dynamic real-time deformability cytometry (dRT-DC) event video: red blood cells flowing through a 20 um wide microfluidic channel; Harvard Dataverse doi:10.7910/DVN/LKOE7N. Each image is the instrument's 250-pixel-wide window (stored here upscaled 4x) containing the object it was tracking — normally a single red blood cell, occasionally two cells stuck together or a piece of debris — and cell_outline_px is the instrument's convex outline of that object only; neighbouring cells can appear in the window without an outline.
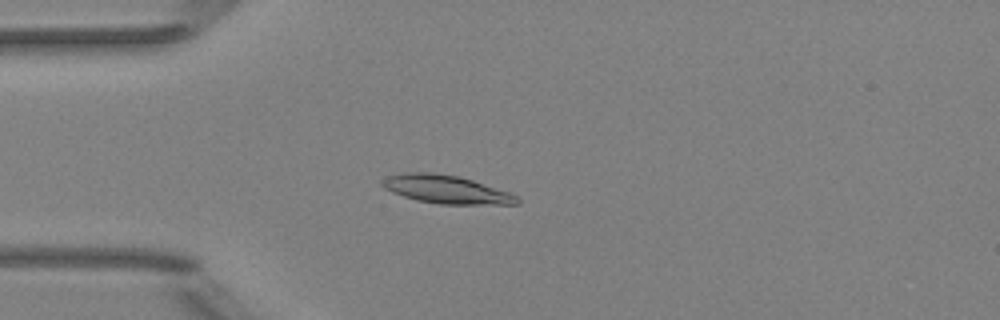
{"species": "Egyptian fruit bat (a non-hibernating species)", "species_latin": "Rousettus aegyptiacus", "temperature_condition": "room temperature", "stored_images_in_passage": 4, "camera_frame_rate_fps": 3000, "um_per_image_px": 0.085, "animal": {"sex": "female"}, "frame": {"image": 1, "passage_image": 4, "time_ms": 3.333, "image_size_px": [1000, 320], "cell_outline_px": [[520, 204], [440, 204], [416, 200], [392, 192], [384, 188], [380, 184], [388, 176], [408, 172], [432, 172], [456, 176], [472, 180], [508, 192], [516, 196], [520, 200]], "centroid_in_image_um": [37.91, 16.1], "position_along_channel_um": 47.1, "area_um2": 21.85}}